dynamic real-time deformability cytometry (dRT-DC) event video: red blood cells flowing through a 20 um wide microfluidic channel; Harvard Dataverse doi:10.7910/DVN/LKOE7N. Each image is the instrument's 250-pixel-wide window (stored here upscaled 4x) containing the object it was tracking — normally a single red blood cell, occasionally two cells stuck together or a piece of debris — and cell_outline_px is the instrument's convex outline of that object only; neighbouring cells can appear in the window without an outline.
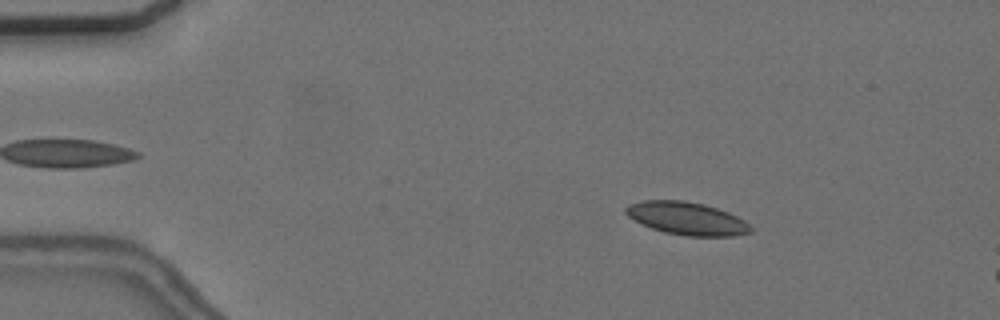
{"species": "common noctule bat (a hibernating species)", "species_latin": "Nyctalus noctula", "temperature_condition": "cold", "stored_images_in_passage": 55, "camera_frame_rate_fps": 3000, "um_per_image_px": 0.085, "animal": {"sex": "female", "body_mass_g": 24.6, "forearm_length_mm": 56.2}, "frame": {"image": 1, "passage_image": 8, "time_ms": 2.333, "image_size_px": [1000, 320], "cell_outline_px": [[752, 232], [736, 236], [688, 236], [664, 232], [652, 228], [628, 216], [624, 212], [624, 208], [628, 204], [640, 200], [684, 200], [704, 204], [728, 212], [744, 220], [752, 228]], "centroid_in_image_um": [58.38, 18.56], "position_along_channel_um": 26.6, "area_um2": 23.87}}
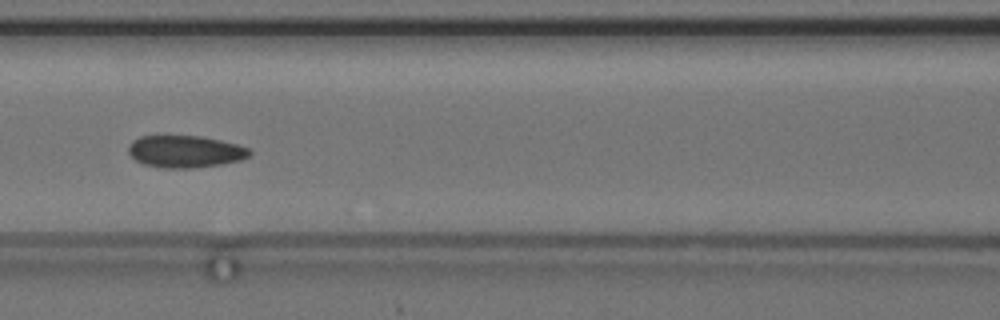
{"frame": {"image": 2, "passage_image": 24, "time_ms": 7.667, "image_size_px": [1000, 320], "cell_outline_px": [[252, 152], [248, 156], [240, 160], [220, 164], [192, 168], [160, 168], [144, 164], [136, 160], [128, 152], [128, 144], [132, 140], [140, 136], [200, 136], [220, 140], [236, 144], [248, 148]], "centroid_in_image_um": [15.7, 12.88], "position_along_channel_um": 150.9, "area_um2": 22.6}}
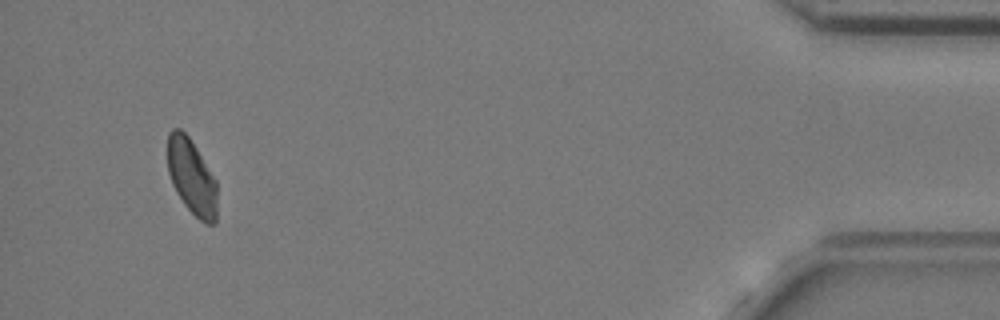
{"frame": {"image": 3, "passage_image": 52, "time_ms": 17.0, "image_size_px": [1000, 320], "cell_outline_px": [[216, 224], [204, 224], [184, 204], [176, 192], [172, 184], [168, 172], [168, 132], [172, 128], [180, 128], [188, 136], [196, 148], [216, 180]], "centroid_in_image_um": [16.28, 15.04], "position_along_channel_um": 418.9, "area_um2": 21.68}, "authors_computed_cell_mechanics": {"area_um2": 23.1778, "velocity_mm_per_s": 3.6613, "shape_relaxation_time_tau1_ms": null, "shape_relaxation_time_tau2_ms": 2.2326, "deformation_change_tau1": null, "deformation_change_tau2": 0.0762}}